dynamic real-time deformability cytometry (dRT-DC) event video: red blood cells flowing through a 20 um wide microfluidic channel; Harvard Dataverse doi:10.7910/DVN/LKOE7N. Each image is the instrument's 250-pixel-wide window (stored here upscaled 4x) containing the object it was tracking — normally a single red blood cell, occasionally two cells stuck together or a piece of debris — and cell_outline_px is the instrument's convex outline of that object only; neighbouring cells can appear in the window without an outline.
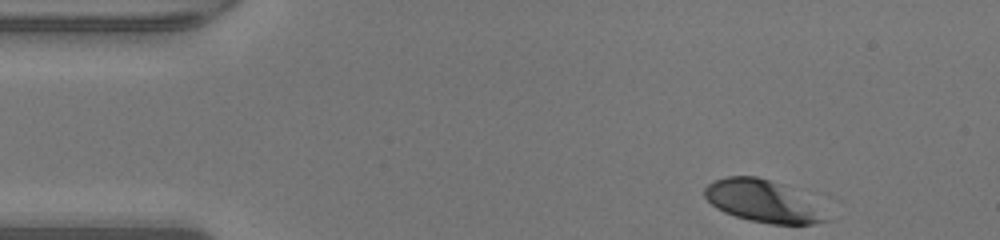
{"species": "human", "species_latin": "Homo sapiens", "temperature_condition": "warm", "stored_images_in_passage": 34, "camera_frame_rate_fps": 3000, "um_per_image_px": 0.085, "donor": {"sex": "male"}, "frame": {"image": 1, "passage_image": 1, "time_ms": 0.0, "image_size_px": [1000, 240], "cell_outline_px": [[832, 220], [812, 224], [772, 224], [748, 220], [724, 212], [716, 208], [704, 196], [704, 188], [708, 184], [716, 180], [728, 176], [756, 176], [784, 184]], "centroid_in_image_um": [64.74, 17.1], "position_along_channel_um": 20.3, "area_um2": 29.02}}
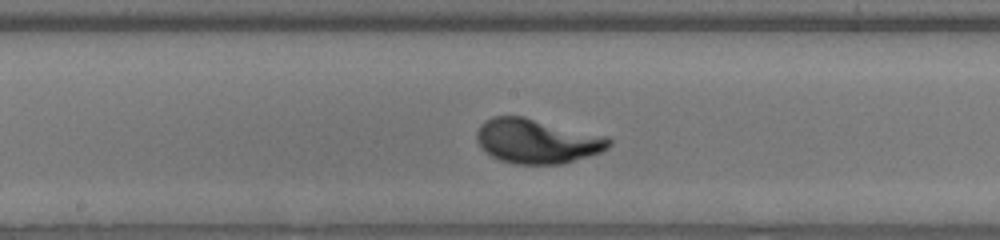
{"frame": {"image": 2, "passage_image": 20, "time_ms": 6.333, "image_size_px": [1000, 240], "cell_outline_px": [[612, 144], [608, 148], [600, 152], [564, 164], [516, 164], [500, 160], [492, 156], [480, 148], [476, 140], [476, 132], [480, 124], [484, 120], [492, 116], [524, 116], [608, 136], [612, 140]], "centroid_in_image_um": [45.64, 11.98], "position_along_channel_um": 202.6, "area_um2": 34.74}}
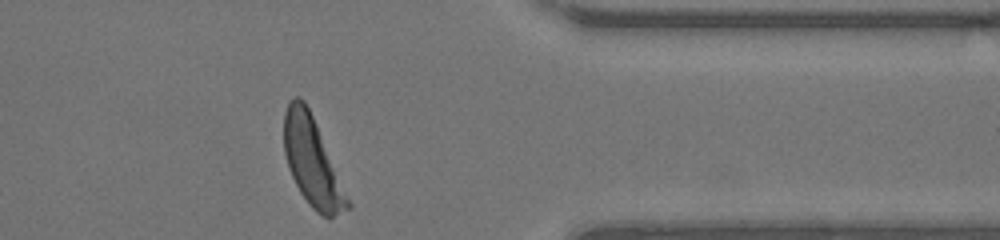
{"frame": {"image": 3, "passage_image": 34, "time_ms": 11.0, "image_size_px": [1000, 240], "cell_outline_px": [[352, 208], [332, 216], [324, 216], [316, 212], [308, 204], [300, 192], [288, 168], [284, 152], [284, 112], [288, 100], [292, 96], [300, 96], [304, 100], [312, 116], [352, 204]], "centroid_in_image_um": [26.52, 13.75], "position_along_channel_um": 384.9, "area_um2": 32.43}}